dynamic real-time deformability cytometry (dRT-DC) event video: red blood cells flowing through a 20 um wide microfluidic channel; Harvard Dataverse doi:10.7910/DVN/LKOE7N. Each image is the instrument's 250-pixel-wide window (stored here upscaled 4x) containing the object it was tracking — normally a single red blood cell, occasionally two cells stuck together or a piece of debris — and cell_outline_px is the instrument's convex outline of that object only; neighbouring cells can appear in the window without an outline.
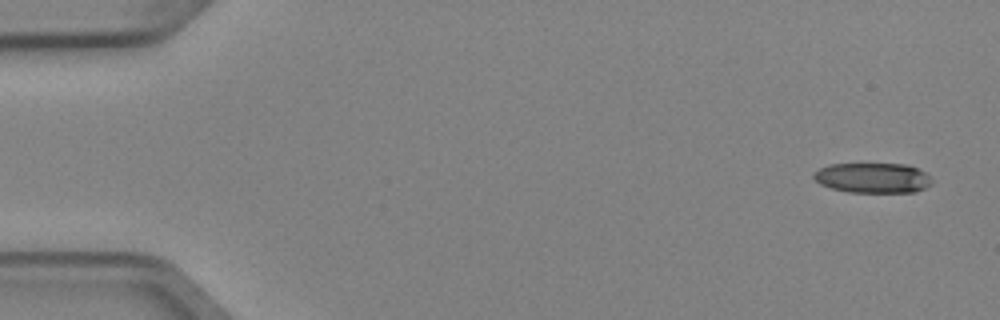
{"species": "Egyptian fruit bat (a non-hibernating species)", "species_latin": "Rousettus aegyptiacus", "temperature_condition": "cold", "stored_images_in_passage": 4, "camera_frame_rate_fps": 3000, "um_per_image_px": 0.085, "animal": {"sex": "female"}, "frame": {"image": 1, "passage_image": 1, "time_ms": 0.0, "image_size_px": [1000, 320], "cell_outline_px": [[932, 184], [916, 192], [848, 192], [832, 188], [820, 184], [812, 176], [820, 168], [828, 164], [908, 164], [924, 172], [928, 176]], "centroid_in_image_um": [74.18, 15.12], "position_along_channel_um": 10.8, "area_um2": 20.58}}